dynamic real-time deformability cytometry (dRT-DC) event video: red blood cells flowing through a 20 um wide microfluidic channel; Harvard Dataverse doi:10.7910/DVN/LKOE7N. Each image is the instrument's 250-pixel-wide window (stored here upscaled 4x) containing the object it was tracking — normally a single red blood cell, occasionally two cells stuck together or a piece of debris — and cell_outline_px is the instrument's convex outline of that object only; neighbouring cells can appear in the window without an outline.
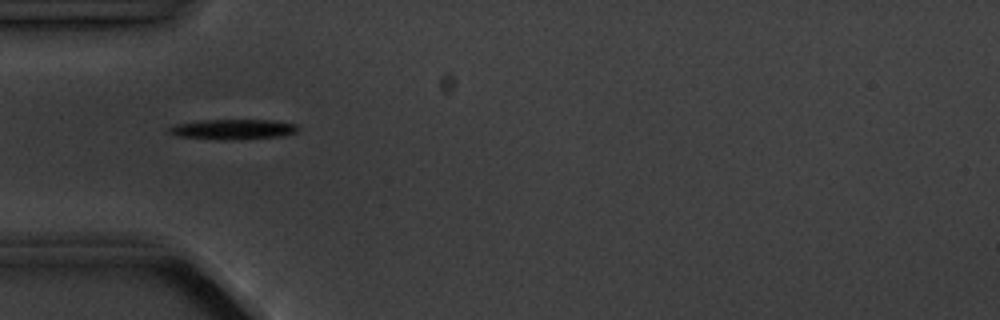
{"species": "common noctule bat (a hibernating species)", "species_latin": "Nyctalus noctula", "temperature_condition": "cold", "stored_images_in_passage": 10, "camera_frame_rate_fps": 3000, "um_per_image_px": 0.085, "animal": {"sex": "male", "body_mass_g": 20.1, "forearm_length_mm": 53.5}, "frame": {"image": 1, "passage_image": 6, "time_ms": 5.667, "image_size_px": [1000, 320], "cell_outline_px": [[300, 128], [296, 132], [280, 136], [176, 136], [168, 132], [168, 128], [176, 124], [200, 120], [272, 120], [296, 124]], "centroid_in_image_um": [19.84, 10.91], "position_along_channel_um": 65.2, "area_um2": 13.53}}